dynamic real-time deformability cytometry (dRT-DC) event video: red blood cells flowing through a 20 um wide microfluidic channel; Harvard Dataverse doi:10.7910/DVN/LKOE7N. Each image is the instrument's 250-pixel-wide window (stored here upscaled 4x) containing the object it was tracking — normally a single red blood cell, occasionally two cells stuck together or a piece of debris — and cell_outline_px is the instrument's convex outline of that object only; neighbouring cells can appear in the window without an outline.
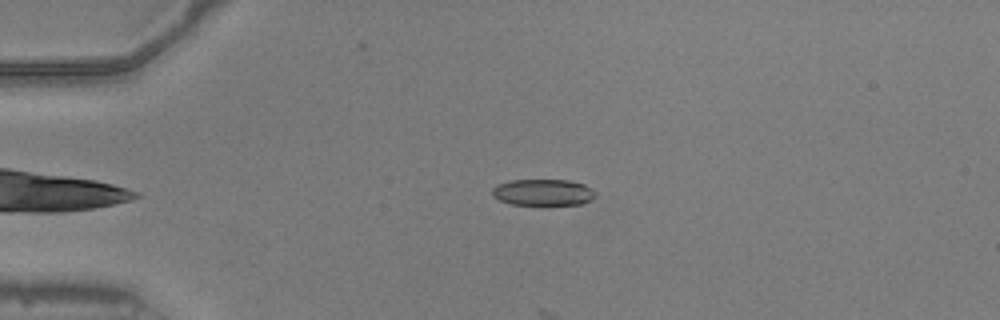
{"species": "common noctule bat (a hibernating species)", "species_latin": "Nyctalus noctula", "temperature_condition": "warm", "stored_images_in_passage": 21, "camera_frame_rate_fps": 3000, "um_per_image_px": 0.085, "animal": {"sex": "male", "body_mass_g": 20.5, "forearm_length_mm": 52.5}, "frame": {"image": 1, "passage_image": 6, "time_ms": 1.667, "image_size_px": [1000, 320], "cell_outline_px": [[596, 196], [580, 204], [508, 204], [492, 196], [492, 188], [496, 184], [508, 180], [568, 180], [584, 184], [596, 192]], "centroid_in_image_um": [46.11, 16.33], "position_along_channel_um": 38.9, "area_um2": 15.84}}
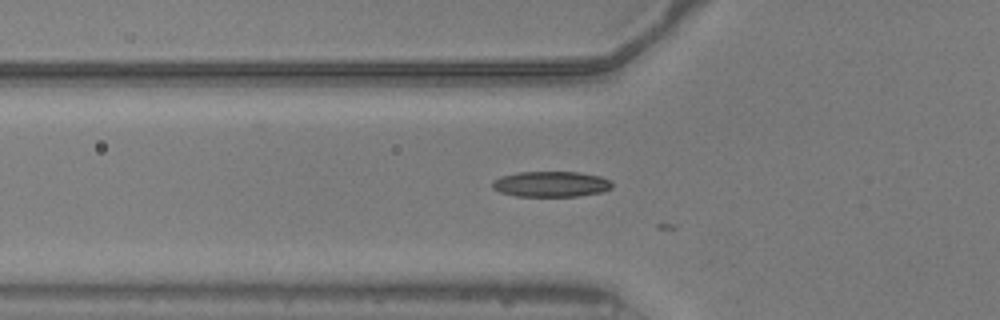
{"frame": {"image": 2, "passage_image": 12, "time_ms": 3.667, "image_size_px": [1000, 320], "cell_outline_px": [[612, 188], [604, 192], [576, 196], [516, 196], [500, 192], [492, 188], [492, 180], [500, 176], [520, 172], [580, 172], [600, 176], [608, 180], [612, 184]], "centroid_in_image_um": [46.82, 15.65], "position_along_channel_um": 79.0, "area_um2": 17.92}}